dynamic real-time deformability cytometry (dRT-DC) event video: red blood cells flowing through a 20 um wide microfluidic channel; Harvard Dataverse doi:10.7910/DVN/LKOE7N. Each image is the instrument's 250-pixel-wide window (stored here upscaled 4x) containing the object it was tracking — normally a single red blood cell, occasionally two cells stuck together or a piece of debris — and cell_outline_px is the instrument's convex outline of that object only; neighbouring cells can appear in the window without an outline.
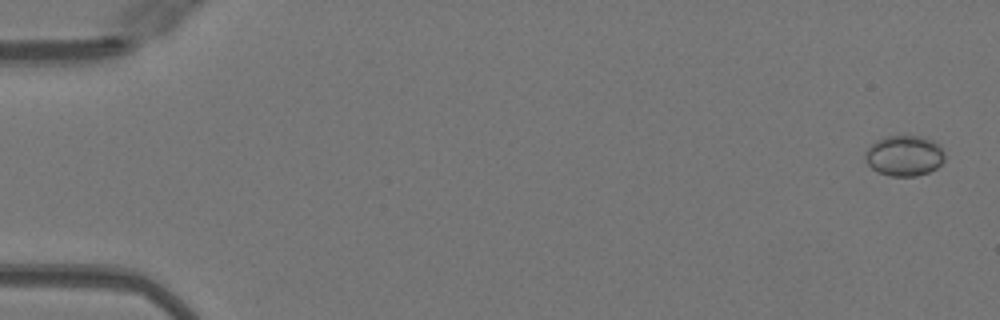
{"species": "Egyptian fruit bat (a non-hibernating species)", "species_latin": "Rousettus aegyptiacus", "temperature_condition": "warm", "stored_images_in_passage": 9, "camera_frame_rate_fps": 3000, "um_per_image_px": 0.085, "animal": {"sex": "female"}, "frame": {"image": 1, "passage_image": 2, "time_ms": 0.333, "image_size_px": [1000, 320], "cell_outline_px": [[944, 160], [936, 168], [928, 172], [916, 176], [888, 176], [876, 172], [868, 164], [864, 156], [864, 152], [876, 140], [884, 136], [920, 136], [932, 140], [940, 144], [944, 152]], "centroid_in_image_um": [76.85, 13.23], "position_along_channel_um": 8.1, "area_um2": 18.96}}